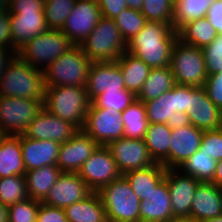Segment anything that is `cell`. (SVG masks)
<instances>
[{"label": "cell", "mask_w": 222, "mask_h": 222, "mask_svg": "<svg viewBox=\"0 0 222 222\" xmlns=\"http://www.w3.org/2000/svg\"><path fill=\"white\" fill-rule=\"evenodd\" d=\"M177 39L178 32L171 24L147 20L143 29L127 42L126 51L150 68L170 66Z\"/></svg>", "instance_id": "obj_1"}, {"label": "cell", "mask_w": 222, "mask_h": 222, "mask_svg": "<svg viewBox=\"0 0 222 222\" xmlns=\"http://www.w3.org/2000/svg\"><path fill=\"white\" fill-rule=\"evenodd\" d=\"M45 93L43 71L25 62L17 53L12 54L0 77V96L34 99L44 104Z\"/></svg>", "instance_id": "obj_2"}, {"label": "cell", "mask_w": 222, "mask_h": 222, "mask_svg": "<svg viewBox=\"0 0 222 222\" xmlns=\"http://www.w3.org/2000/svg\"><path fill=\"white\" fill-rule=\"evenodd\" d=\"M90 103L86 87L56 86L46 87L43 107L82 130Z\"/></svg>", "instance_id": "obj_3"}, {"label": "cell", "mask_w": 222, "mask_h": 222, "mask_svg": "<svg viewBox=\"0 0 222 222\" xmlns=\"http://www.w3.org/2000/svg\"><path fill=\"white\" fill-rule=\"evenodd\" d=\"M43 9V0H11L9 13L12 44L17 50L49 29Z\"/></svg>", "instance_id": "obj_4"}, {"label": "cell", "mask_w": 222, "mask_h": 222, "mask_svg": "<svg viewBox=\"0 0 222 222\" xmlns=\"http://www.w3.org/2000/svg\"><path fill=\"white\" fill-rule=\"evenodd\" d=\"M92 61L80 45H74L66 53L52 61L43 71L46 87H86Z\"/></svg>", "instance_id": "obj_5"}, {"label": "cell", "mask_w": 222, "mask_h": 222, "mask_svg": "<svg viewBox=\"0 0 222 222\" xmlns=\"http://www.w3.org/2000/svg\"><path fill=\"white\" fill-rule=\"evenodd\" d=\"M109 222H140V198L123 175L97 191Z\"/></svg>", "instance_id": "obj_6"}, {"label": "cell", "mask_w": 222, "mask_h": 222, "mask_svg": "<svg viewBox=\"0 0 222 222\" xmlns=\"http://www.w3.org/2000/svg\"><path fill=\"white\" fill-rule=\"evenodd\" d=\"M80 46L92 62H116L126 51L127 43L114 19L101 17Z\"/></svg>", "instance_id": "obj_7"}, {"label": "cell", "mask_w": 222, "mask_h": 222, "mask_svg": "<svg viewBox=\"0 0 222 222\" xmlns=\"http://www.w3.org/2000/svg\"><path fill=\"white\" fill-rule=\"evenodd\" d=\"M73 46L61 30L48 29L26 42L18 49L17 54L31 66L44 71L52 61Z\"/></svg>", "instance_id": "obj_8"}, {"label": "cell", "mask_w": 222, "mask_h": 222, "mask_svg": "<svg viewBox=\"0 0 222 222\" xmlns=\"http://www.w3.org/2000/svg\"><path fill=\"white\" fill-rule=\"evenodd\" d=\"M170 68L179 85L204 86L208 77L202 48L183 43L180 39L173 46Z\"/></svg>", "instance_id": "obj_9"}, {"label": "cell", "mask_w": 222, "mask_h": 222, "mask_svg": "<svg viewBox=\"0 0 222 222\" xmlns=\"http://www.w3.org/2000/svg\"><path fill=\"white\" fill-rule=\"evenodd\" d=\"M42 108L38 100L0 96V128L6 135H23Z\"/></svg>", "instance_id": "obj_10"}, {"label": "cell", "mask_w": 222, "mask_h": 222, "mask_svg": "<svg viewBox=\"0 0 222 222\" xmlns=\"http://www.w3.org/2000/svg\"><path fill=\"white\" fill-rule=\"evenodd\" d=\"M77 174L93 192H97L100 188L122 175L111 152L106 146L102 145L97 147Z\"/></svg>", "instance_id": "obj_11"}, {"label": "cell", "mask_w": 222, "mask_h": 222, "mask_svg": "<svg viewBox=\"0 0 222 222\" xmlns=\"http://www.w3.org/2000/svg\"><path fill=\"white\" fill-rule=\"evenodd\" d=\"M83 130L99 145L124 137L121 112L113 109L89 108Z\"/></svg>", "instance_id": "obj_12"}, {"label": "cell", "mask_w": 222, "mask_h": 222, "mask_svg": "<svg viewBox=\"0 0 222 222\" xmlns=\"http://www.w3.org/2000/svg\"><path fill=\"white\" fill-rule=\"evenodd\" d=\"M106 147L111 152L119 172L147 168L154 165L144 139H129L122 137L109 142Z\"/></svg>", "instance_id": "obj_13"}, {"label": "cell", "mask_w": 222, "mask_h": 222, "mask_svg": "<svg viewBox=\"0 0 222 222\" xmlns=\"http://www.w3.org/2000/svg\"><path fill=\"white\" fill-rule=\"evenodd\" d=\"M101 17V10L96 2L76 0L61 31L74 45H81Z\"/></svg>", "instance_id": "obj_14"}, {"label": "cell", "mask_w": 222, "mask_h": 222, "mask_svg": "<svg viewBox=\"0 0 222 222\" xmlns=\"http://www.w3.org/2000/svg\"><path fill=\"white\" fill-rule=\"evenodd\" d=\"M168 185L173 218L190 221V210L193 196L200 182L190 175L181 173L178 169H167Z\"/></svg>", "instance_id": "obj_15"}, {"label": "cell", "mask_w": 222, "mask_h": 222, "mask_svg": "<svg viewBox=\"0 0 222 222\" xmlns=\"http://www.w3.org/2000/svg\"><path fill=\"white\" fill-rule=\"evenodd\" d=\"M78 131L75 125L62 120L43 107L31 121L24 135L30 139L51 140L62 144Z\"/></svg>", "instance_id": "obj_16"}, {"label": "cell", "mask_w": 222, "mask_h": 222, "mask_svg": "<svg viewBox=\"0 0 222 222\" xmlns=\"http://www.w3.org/2000/svg\"><path fill=\"white\" fill-rule=\"evenodd\" d=\"M99 144L83 129L60 144L56 166L61 172L77 173Z\"/></svg>", "instance_id": "obj_17"}, {"label": "cell", "mask_w": 222, "mask_h": 222, "mask_svg": "<svg viewBox=\"0 0 222 222\" xmlns=\"http://www.w3.org/2000/svg\"><path fill=\"white\" fill-rule=\"evenodd\" d=\"M92 192L77 173L62 172L42 202L64 209L75 202L84 200Z\"/></svg>", "instance_id": "obj_18"}, {"label": "cell", "mask_w": 222, "mask_h": 222, "mask_svg": "<svg viewBox=\"0 0 222 222\" xmlns=\"http://www.w3.org/2000/svg\"><path fill=\"white\" fill-rule=\"evenodd\" d=\"M192 125L203 131L221 128V110L209 99L204 86H190V113Z\"/></svg>", "instance_id": "obj_19"}, {"label": "cell", "mask_w": 222, "mask_h": 222, "mask_svg": "<svg viewBox=\"0 0 222 222\" xmlns=\"http://www.w3.org/2000/svg\"><path fill=\"white\" fill-rule=\"evenodd\" d=\"M126 89L119 65L116 62H92L86 91L90 102L106 90Z\"/></svg>", "instance_id": "obj_20"}, {"label": "cell", "mask_w": 222, "mask_h": 222, "mask_svg": "<svg viewBox=\"0 0 222 222\" xmlns=\"http://www.w3.org/2000/svg\"><path fill=\"white\" fill-rule=\"evenodd\" d=\"M221 215V189L212 182L200 183L193 196L190 222H205Z\"/></svg>", "instance_id": "obj_21"}, {"label": "cell", "mask_w": 222, "mask_h": 222, "mask_svg": "<svg viewBox=\"0 0 222 222\" xmlns=\"http://www.w3.org/2000/svg\"><path fill=\"white\" fill-rule=\"evenodd\" d=\"M175 220L172 214L171 198L165 178L140 200V222H170Z\"/></svg>", "instance_id": "obj_22"}, {"label": "cell", "mask_w": 222, "mask_h": 222, "mask_svg": "<svg viewBox=\"0 0 222 222\" xmlns=\"http://www.w3.org/2000/svg\"><path fill=\"white\" fill-rule=\"evenodd\" d=\"M23 164L26 171L47 165H56L60 143L51 140H37L20 135Z\"/></svg>", "instance_id": "obj_23"}, {"label": "cell", "mask_w": 222, "mask_h": 222, "mask_svg": "<svg viewBox=\"0 0 222 222\" xmlns=\"http://www.w3.org/2000/svg\"><path fill=\"white\" fill-rule=\"evenodd\" d=\"M203 133V130L192 124L172 129L170 169H176L199 150Z\"/></svg>", "instance_id": "obj_24"}, {"label": "cell", "mask_w": 222, "mask_h": 222, "mask_svg": "<svg viewBox=\"0 0 222 222\" xmlns=\"http://www.w3.org/2000/svg\"><path fill=\"white\" fill-rule=\"evenodd\" d=\"M172 129L167 124H148L145 144L155 163L170 169V146Z\"/></svg>", "instance_id": "obj_25"}, {"label": "cell", "mask_w": 222, "mask_h": 222, "mask_svg": "<svg viewBox=\"0 0 222 222\" xmlns=\"http://www.w3.org/2000/svg\"><path fill=\"white\" fill-rule=\"evenodd\" d=\"M167 169L160 163L125 172L123 176L140 200H144L165 178Z\"/></svg>", "instance_id": "obj_26"}, {"label": "cell", "mask_w": 222, "mask_h": 222, "mask_svg": "<svg viewBox=\"0 0 222 222\" xmlns=\"http://www.w3.org/2000/svg\"><path fill=\"white\" fill-rule=\"evenodd\" d=\"M67 222H109L97 192L64 208Z\"/></svg>", "instance_id": "obj_27"}, {"label": "cell", "mask_w": 222, "mask_h": 222, "mask_svg": "<svg viewBox=\"0 0 222 222\" xmlns=\"http://www.w3.org/2000/svg\"><path fill=\"white\" fill-rule=\"evenodd\" d=\"M61 173L56 165H47L26 171L28 197L42 202Z\"/></svg>", "instance_id": "obj_28"}, {"label": "cell", "mask_w": 222, "mask_h": 222, "mask_svg": "<svg viewBox=\"0 0 222 222\" xmlns=\"http://www.w3.org/2000/svg\"><path fill=\"white\" fill-rule=\"evenodd\" d=\"M25 174L20 135H6L0 143V178Z\"/></svg>", "instance_id": "obj_29"}, {"label": "cell", "mask_w": 222, "mask_h": 222, "mask_svg": "<svg viewBox=\"0 0 222 222\" xmlns=\"http://www.w3.org/2000/svg\"><path fill=\"white\" fill-rule=\"evenodd\" d=\"M176 85L170 66L151 68L137 99L144 103L152 101Z\"/></svg>", "instance_id": "obj_30"}, {"label": "cell", "mask_w": 222, "mask_h": 222, "mask_svg": "<svg viewBox=\"0 0 222 222\" xmlns=\"http://www.w3.org/2000/svg\"><path fill=\"white\" fill-rule=\"evenodd\" d=\"M116 63L122 72L125 88L137 95L148 78L151 68L127 51L120 56Z\"/></svg>", "instance_id": "obj_31"}, {"label": "cell", "mask_w": 222, "mask_h": 222, "mask_svg": "<svg viewBox=\"0 0 222 222\" xmlns=\"http://www.w3.org/2000/svg\"><path fill=\"white\" fill-rule=\"evenodd\" d=\"M217 35V31L205 17L186 23L178 31V39L198 48L209 45Z\"/></svg>", "instance_id": "obj_32"}, {"label": "cell", "mask_w": 222, "mask_h": 222, "mask_svg": "<svg viewBox=\"0 0 222 222\" xmlns=\"http://www.w3.org/2000/svg\"><path fill=\"white\" fill-rule=\"evenodd\" d=\"M216 0H178L174 3L172 27L179 31L186 23L204 18Z\"/></svg>", "instance_id": "obj_33"}, {"label": "cell", "mask_w": 222, "mask_h": 222, "mask_svg": "<svg viewBox=\"0 0 222 222\" xmlns=\"http://www.w3.org/2000/svg\"><path fill=\"white\" fill-rule=\"evenodd\" d=\"M124 137L129 139H144L148 127L146 107L143 101L135 100L123 112Z\"/></svg>", "instance_id": "obj_34"}, {"label": "cell", "mask_w": 222, "mask_h": 222, "mask_svg": "<svg viewBox=\"0 0 222 222\" xmlns=\"http://www.w3.org/2000/svg\"><path fill=\"white\" fill-rule=\"evenodd\" d=\"M218 161L214 160L205 152L199 150L180 164L176 169L181 173L190 175L200 183L212 182Z\"/></svg>", "instance_id": "obj_35"}, {"label": "cell", "mask_w": 222, "mask_h": 222, "mask_svg": "<svg viewBox=\"0 0 222 222\" xmlns=\"http://www.w3.org/2000/svg\"><path fill=\"white\" fill-rule=\"evenodd\" d=\"M144 104L149 124H166L171 115L177 111L176 85L158 98Z\"/></svg>", "instance_id": "obj_36"}, {"label": "cell", "mask_w": 222, "mask_h": 222, "mask_svg": "<svg viewBox=\"0 0 222 222\" xmlns=\"http://www.w3.org/2000/svg\"><path fill=\"white\" fill-rule=\"evenodd\" d=\"M135 100L137 95L130 90H106L91 101L89 108H110L123 112Z\"/></svg>", "instance_id": "obj_37"}, {"label": "cell", "mask_w": 222, "mask_h": 222, "mask_svg": "<svg viewBox=\"0 0 222 222\" xmlns=\"http://www.w3.org/2000/svg\"><path fill=\"white\" fill-rule=\"evenodd\" d=\"M27 198L29 197L25 175L0 178V202L3 205L8 207Z\"/></svg>", "instance_id": "obj_38"}, {"label": "cell", "mask_w": 222, "mask_h": 222, "mask_svg": "<svg viewBox=\"0 0 222 222\" xmlns=\"http://www.w3.org/2000/svg\"><path fill=\"white\" fill-rule=\"evenodd\" d=\"M114 21L127 43L143 29L147 19L140 10L126 8L117 15Z\"/></svg>", "instance_id": "obj_39"}, {"label": "cell", "mask_w": 222, "mask_h": 222, "mask_svg": "<svg viewBox=\"0 0 222 222\" xmlns=\"http://www.w3.org/2000/svg\"><path fill=\"white\" fill-rule=\"evenodd\" d=\"M76 0H48L44 2V16L49 29L62 30Z\"/></svg>", "instance_id": "obj_40"}, {"label": "cell", "mask_w": 222, "mask_h": 222, "mask_svg": "<svg viewBox=\"0 0 222 222\" xmlns=\"http://www.w3.org/2000/svg\"><path fill=\"white\" fill-rule=\"evenodd\" d=\"M174 3L171 0H144L141 13L149 21L172 25Z\"/></svg>", "instance_id": "obj_41"}, {"label": "cell", "mask_w": 222, "mask_h": 222, "mask_svg": "<svg viewBox=\"0 0 222 222\" xmlns=\"http://www.w3.org/2000/svg\"><path fill=\"white\" fill-rule=\"evenodd\" d=\"M40 203L27 198L8 206V222H37Z\"/></svg>", "instance_id": "obj_42"}, {"label": "cell", "mask_w": 222, "mask_h": 222, "mask_svg": "<svg viewBox=\"0 0 222 222\" xmlns=\"http://www.w3.org/2000/svg\"><path fill=\"white\" fill-rule=\"evenodd\" d=\"M208 75L222 72V34L202 48Z\"/></svg>", "instance_id": "obj_43"}, {"label": "cell", "mask_w": 222, "mask_h": 222, "mask_svg": "<svg viewBox=\"0 0 222 222\" xmlns=\"http://www.w3.org/2000/svg\"><path fill=\"white\" fill-rule=\"evenodd\" d=\"M199 151L216 161L222 160V127L204 131Z\"/></svg>", "instance_id": "obj_44"}, {"label": "cell", "mask_w": 222, "mask_h": 222, "mask_svg": "<svg viewBox=\"0 0 222 222\" xmlns=\"http://www.w3.org/2000/svg\"><path fill=\"white\" fill-rule=\"evenodd\" d=\"M204 87L209 99L222 110V72L208 75Z\"/></svg>", "instance_id": "obj_45"}, {"label": "cell", "mask_w": 222, "mask_h": 222, "mask_svg": "<svg viewBox=\"0 0 222 222\" xmlns=\"http://www.w3.org/2000/svg\"><path fill=\"white\" fill-rule=\"evenodd\" d=\"M0 47L12 54H16L18 51L12 44L9 12L0 13Z\"/></svg>", "instance_id": "obj_46"}, {"label": "cell", "mask_w": 222, "mask_h": 222, "mask_svg": "<svg viewBox=\"0 0 222 222\" xmlns=\"http://www.w3.org/2000/svg\"><path fill=\"white\" fill-rule=\"evenodd\" d=\"M37 222H67V218L64 209L41 202L38 209Z\"/></svg>", "instance_id": "obj_47"}, {"label": "cell", "mask_w": 222, "mask_h": 222, "mask_svg": "<svg viewBox=\"0 0 222 222\" xmlns=\"http://www.w3.org/2000/svg\"><path fill=\"white\" fill-rule=\"evenodd\" d=\"M102 17L115 19L124 9L128 8L126 0H100L97 3Z\"/></svg>", "instance_id": "obj_48"}, {"label": "cell", "mask_w": 222, "mask_h": 222, "mask_svg": "<svg viewBox=\"0 0 222 222\" xmlns=\"http://www.w3.org/2000/svg\"><path fill=\"white\" fill-rule=\"evenodd\" d=\"M205 18L215 28L218 34H222V0H216L210 6Z\"/></svg>", "instance_id": "obj_49"}, {"label": "cell", "mask_w": 222, "mask_h": 222, "mask_svg": "<svg viewBox=\"0 0 222 222\" xmlns=\"http://www.w3.org/2000/svg\"><path fill=\"white\" fill-rule=\"evenodd\" d=\"M177 112L190 113V86L176 84Z\"/></svg>", "instance_id": "obj_50"}, {"label": "cell", "mask_w": 222, "mask_h": 222, "mask_svg": "<svg viewBox=\"0 0 222 222\" xmlns=\"http://www.w3.org/2000/svg\"><path fill=\"white\" fill-rule=\"evenodd\" d=\"M171 129L191 125L190 118L186 113L175 111L166 123Z\"/></svg>", "instance_id": "obj_51"}, {"label": "cell", "mask_w": 222, "mask_h": 222, "mask_svg": "<svg viewBox=\"0 0 222 222\" xmlns=\"http://www.w3.org/2000/svg\"><path fill=\"white\" fill-rule=\"evenodd\" d=\"M212 183L217 185L219 188H222V160H219L217 163Z\"/></svg>", "instance_id": "obj_52"}, {"label": "cell", "mask_w": 222, "mask_h": 222, "mask_svg": "<svg viewBox=\"0 0 222 222\" xmlns=\"http://www.w3.org/2000/svg\"><path fill=\"white\" fill-rule=\"evenodd\" d=\"M11 55H12L11 52L0 47V77L3 72L4 66L7 63V60L10 58Z\"/></svg>", "instance_id": "obj_53"}, {"label": "cell", "mask_w": 222, "mask_h": 222, "mask_svg": "<svg viewBox=\"0 0 222 222\" xmlns=\"http://www.w3.org/2000/svg\"><path fill=\"white\" fill-rule=\"evenodd\" d=\"M144 0H126L128 8L141 10Z\"/></svg>", "instance_id": "obj_54"}, {"label": "cell", "mask_w": 222, "mask_h": 222, "mask_svg": "<svg viewBox=\"0 0 222 222\" xmlns=\"http://www.w3.org/2000/svg\"><path fill=\"white\" fill-rule=\"evenodd\" d=\"M0 222H8V207L0 202Z\"/></svg>", "instance_id": "obj_55"}, {"label": "cell", "mask_w": 222, "mask_h": 222, "mask_svg": "<svg viewBox=\"0 0 222 222\" xmlns=\"http://www.w3.org/2000/svg\"><path fill=\"white\" fill-rule=\"evenodd\" d=\"M11 0H0V13L9 12Z\"/></svg>", "instance_id": "obj_56"}, {"label": "cell", "mask_w": 222, "mask_h": 222, "mask_svg": "<svg viewBox=\"0 0 222 222\" xmlns=\"http://www.w3.org/2000/svg\"><path fill=\"white\" fill-rule=\"evenodd\" d=\"M205 222H222V215H221V216H218V217H216V218L207 220V221H205Z\"/></svg>", "instance_id": "obj_57"}, {"label": "cell", "mask_w": 222, "mask_h": 222, "mask_svg": "<svg viewBox=\"0 0 222 222\" xmlns=\"http://www.w3.org/2000/svg\"><path fill=\"white\" fill-rule=\"evenodd\" d=\"M6 137V134L4 133V131L0 128V143L1 141Z\"/></svg>", "instance_id": "obj_58"}, {"label": "cell", "mask_w": 222, "mask_h": 222, "mask_svg": "<svg viewBox=\"0 0 222 222\" xmlns=\"http://www.w3.org/2000/svg\"><path fill=\"white\" fill-rule=\"evenodd\" d=\"M170 222H190V221H188V220H177V219H175V220L170 221Z\"/></svg>", "instance_id": "obj_59"}, {"label": "cell", "mask_w": 222, "mask_h": 222, "mask_svg": "<svg viewBox=\"0 0 222 222\" xmlns=\"http://www.w3.org/2000/svg\"><path fill=\"white\" fill-rule=\"evenodd\" d=\"M91 1L98 3L100 0H91Z\"/></svg>", "instance_id": "obj_60"}, {"label": "cell", "mask_w": 222, "mask_h": 222, "mask_svg": "<svg viewBox=\"0 0 222 222\" xmlns=\"http://www.w3.org/2000/svg\"><path fill=\"white\" fill-rule=\"evenodd\" d=\"M221 127H222V110H221Z\"/></svg>", "instance_id": "obj_61"}]
</instances>
